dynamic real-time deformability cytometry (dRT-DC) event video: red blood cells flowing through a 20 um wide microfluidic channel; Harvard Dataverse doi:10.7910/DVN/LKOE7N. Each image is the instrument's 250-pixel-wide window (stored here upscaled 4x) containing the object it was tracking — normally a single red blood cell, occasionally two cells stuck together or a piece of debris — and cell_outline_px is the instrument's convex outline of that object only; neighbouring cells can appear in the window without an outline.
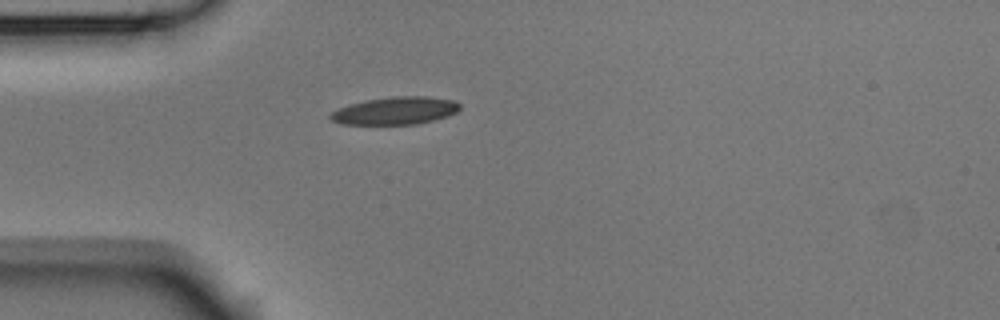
{"species": "Egyptian fruit bat (a non-hibernating species)", "species_latin": "Rousettus aegyptiacus", "temperature_condition": "room temperature", "stored_images_in_passage": 1, "camera_frame_rate_fps": 3000, "um_per_image_px": 0.085, "animal": {"sex": "male"}, "frame": {"image": 1, "passage_image": 1, "time_ms": 0.0, "image_size_px": [1000, 320], "cell_outline_px": [[460, 108], [456, 112], [448, 116], [416, 124], [344, 124], [332, 120], [328, 116], [332, 112], [340, 108], [364, 100], [392, 96], [428, 96], [456, 100], [460, 104]], "centroid_in_image_um": [33.65, 9.4], "position_along_channel_um": 51.4, "area_um2": 20.75}}